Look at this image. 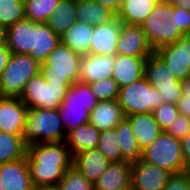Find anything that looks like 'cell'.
Here are the masks:
<instances>
[{"label":"cell","mask_w":190,"mask_h":190,"mask_svg":"<svg viewBox=\"0 0 190 190\" xmlns=\"http://www.w3.org/2000/svg\"><path fill=\"white\" fill-rule=\"evenodd\" d=\"M73 157L65 142L37 143L27 146L26 161L35 188L58 185Z\"/></svg>","instance_id":"6da1fadb"},{"label":"cell","mask_w":190,"mask_h":190,"mask_svg":"<svg viewBox=\"0 0 190 190\" xmlns=\"http://www.w3.org/2000/svg\"><path fill=\"white\" fill-rule=\"evenodd\" d=\"M141 27L155 51L190 34V12L159 0Z\"/></svg>","instance_id":"7a4b0ae2"},{"label":"cell","mask_w":190,"mask_h":190,"mask_svg":"<svg viewBox=\"0 0 190 190\" xmlns=\"http://www.w3.org/2000/svg\"><path fill=\"white\" fill-rule=\"evenodd\" d=\"M66 130L58 109L28 108L25 131L26 145L65 142Z\"/></svg>","instance_id":"3957f363"},{"label":"cell","mask_w":190,"mask_h":190,"mask_svg":"<svg viewBox=\"0 0 190 190\" xmlns=\"http://www.w3.org/2000/svg\"><path fill=\"white\" fill-rule=\"evenodd\" d=\"M81 59L82 55L60 42L40 64L39 73L48 83L73 84L79 82Z\"/></svg>","instance_id":"277c9868"},{"label":"cell","mask_w":190,"mask_h":190,"mask_svg":"<svg viewBox=\"0 0 190 190\" xmlns=\"http://www.w3.org/2000/svg\"><path fill=\"white\" fill-rule=\"evenodd\" d=\"M40 71L29 54L12 53L0 78V96L20 97L27 82Z\"/></svg>","instance_id":"5b68a950"},{"label":"cell","mask_w":190,"mask_h":190,"mask_svg":"<svg viewBox=\"0 0 190 190\" xmlns=\"http://www.w3.org/2000/svg\"><path fill=\"white\" fill-rule=\"evenodd\" d=\"M117 100L125 116L152 113L163 103L160 92L145 77L120 88Z\"/></svg>","instance_id":"8992f818"},{"label":"cell","mask_w":190,"mask_h":190,"mask_svg":"<svg viewBox=\"0 0 190 190\" xmlns=\"http://www.w3.org/2000/svg\"><path fill=\"white\" fill-rule=\"evenodd\" d=\"M141 160L171 173L186 171L181 142L166 131L142 151Z\"/></svg>","instance_id":"52a82bcc"},{"label":"cell","mask_w":190,"mask_h":190,"mask_svg":"<svg viewBox=\"0 0 190 190\" xmlns=\"http://www.w3.org/2000/svg\"><path fill=\"white\" fill-rule=\"evenodd\" d=\"M71 85L48 83L38 73L27 82L19 98L28 108L59 109Z\"/></svg>","instance_id":"ba28073f"},{"label":"cell","mask_w":190,"mask_h":190,"mask_svg":"<svg viewBox=\"0 0 190 190\" xmlns=\"http://www.w3.org/2000/svg\"><path fill=\"white\" fill-rule=\"evenodd\" d=\"M144 77L153 88L160 92L163 102L178 103L182 96L180 81L174 77L155 51L145 60Z\"/></svg>","instance_id":"9c48e42d"},{"label":"cell","mask_w":190,"mask_h":190,"mask_svg":"<svg viewBox=\"0 0 190 190\" xmlns=\"http://www.w3.org/2000/svg\"><path fill=\"white\" fill-rule=\"evenodd\" d=\"M180 82L190 76V36L155 50Z\"/></svg>","instance_id":"30bf717a"},{"label":"cell","mask_w":190,"mask_h":190,"mask_svg":"<svg viewBox=\"0 0 190 190\" xmlns=\"http://www.w3.org/2000/svg\"><path fill=\"white\" fill-rule=\"evenodd\" d=\"M27 105L19 97L0 96V132L23 135Z\"/></svg>","instance_id":"8fae6325"},{"label":"cell","mask_w":190,"mask_h":190,"mask_svg":"<svg viewBox=\"0 0 190 190\" xmlns=\"http://www.w3.org/2000/svg\"><path fill=\"white\" fill-rule=\"evenodd\" d=\"M154 52L147 41L141 25L122 23L117 39L116 54L134 57H148Z\"/></svg>","instance_id":"7c38bea8"},{"label":"cell","mask_w":190,"mask_h":190,"mask_svg":"<svg viewBox=\"0 0 190 190\" xmlns=\"http://www.w3.org/2000/svg\"><path fill=\"white\" fill-rule=\"evenodd\" d=\"M132 186L135 190H163L169 176L167 169L146 163L139 159L131 163Z\"/></svg>","instance_id":"4fadbf2b"},{"label":"cell","mask_w":190,"mask_h":190,"mask_svg":"<svg viewBox=\"0 0 190 190\" xmlns=\"http://www.w3.org/2000/svg\"><path fill=\"white\" fill-rule=\"evenodd\" d=\"M122 23L116 16L108 23L94 26L89 54L116 55L117 39Z\"/></svg>","instance_id":"5bb4252c"},{"label":"cell","mask_w":190,"mask_h":190,"mask_svg":"<svg viewBox=\"0 0 190 190\" xmlns=\"http://www.w3.org/2000/svg\"><path fill=\"white\" fill-rule=\"evenodd\" d=\"M116 55H83L80 63L79 82L90 84L113 77Z\"/></svg>","instance_id":"9a60e30c"},{"label":"cell","mask_w":190,"mask_h":190,"mask_svg":"<svg viewBox=\"0 0 190 190\" xmlns=\"http://www.w3.org/2000/svg\"><path fill=\"white\" fill-rule=\"evenodd\" d=\"M0 181L5 190H34L26 157L0 165Z\"/></svg>","instance_id":"2e32d148"},{"label":"cell","mask_w":190,"mask_h":190,"mask_svg":"<svg viewBox=\"0 0 190 190\" xmlns=\"http://www.w3.org/2000/svg\"><path fill=\"white\" fill-rule=\"evenodd\" d=\"M132 186L131 162H111L94 183V190H123Z\"/></svg>","instance_id":"e0dca14e"},{"label":"cell","mask_w":190,"mask_h":190,"mask_svg":"<svg viewBox=\"0 0 190 190\" xmlns=\"http://www.w3.org/2000/svg\"><path fill=\"white\" fill-rule=\"evenodd\" d=\"M125 118L129 121L133 135L142 151L163 132L153 113H137L127 115Z\"/></svg>","instance_id":"ac0fdd59"},{"label":"cell","mask_w":190,"mask_h":190,"mask_svg":"<svg viewBox=\"0 0 190 190\" xmlns=\"http://www.w3.org/2000/svg\"><path fill=\"white\" fill-rule=\"evenodd\" d=\"M146 58L147 57L116 54L112 78L116 81L119 88L127 86L144 77V65Z\"/></svg>","instance_id":"d6986e66"},{"label":"cell","mask_w":190,"mask_h":190,"mask_svg":"<svg viewBox=\"0 0 190 190\" xmlns=\"http://www.w3.org/2000/svg\"><path fill=\"white\" fill-rule=\"evenodd\" d=\"M111 162L96 148L79 152L73 156L72 166L89 182L95 183Z\"/></svg>","instance_id":"ffe728a7"},{"label":"cell","mask_w":190,"mask_h":190,"mask_svg":"<svg viewBox=\"0 0 190 190\" xmlns=\"http://www.w3.org/2000/svg\"><path fill=\"white\" fill-rule=\"evenodd\" d=\"M125 115L117 99L99 100L90 114V123L99 131L114 129Z\"/></svg>","instance_id":"44dd1931"},{"label":"cell","mask_w":190,"mask_h":190,"mask_svg":"<svg viewBox=\"0 0 190 190\" xmlns=\"http://www.w3.org/2000/svg\"><path fill=\"white\" fill-rule=\"evenodd\" d=\"M6 45L12 53L29 54L33 48V21L25 18L8 27Z\"/></svg>","instance_id":"7402d4cb"},{"label":"cell","mask_w":190,"mask_h":190,"mask_svg":"<svg viewBox=\"0 0 190 190\" xmlns=\"http://www.w3.org/2000/svg\"><path fill=\"white\" fill-rule=\"evenodd\" d=\"M61 42L60 36L55 34L46 23L33 22V48L29 55L42 64L49 53Z\"/></svg>","instance_id":"603a6c76"},{"label":"cell","mask_w":190,"mask_h":190,"mask_svg":"<svg viewBox=\"0 0 190 190\" xmlns=\"http://www.w3.org/2000/svg\"><path fill=\"white\" fill-rule=\"evenodd\" d=\"M100 133L101 131L96 129L90 122L68 132L65 143L71 156L73 157L75 154L86 150L96 149Z\"/></svg>","instance_id":"cb8c5ba5"},{"label":"cell","mask_w":190,"mask_h":190,"mask_svg":"<svg viewBox=\"0 0 190 190\" xmlns=\"http://www.w3.org/2000/svg\"><path fill=\"white\" fill-rule=\"evenodd\" d=\"M94 26L77 20L61 36V43L72 51L80 54H89L90 42Z\"/></svg>","instance_id":"d4e9b609"},{"label":"cell","mask_w":190,"mask_h":190,"mask_svg":"<svg viewBox=\"0 0 190 190\" xmlns=\"http://www.w3.org/2000/svg\"><path fill=\"white\" fill-rule=\"evenodd\" d=\"M77 20L97 26L112 21L116 15L95 0H76Z\"/></svg>","instance_id":"484cf974"},{"label":"cell","mask_w":190,"mask_h":190,"mask_svg":"<svg viewBox=\"0 0 190 190\" xmlns=\"http://www.w3.org/2000/svg\"><path fill=\"white\" fill-rule=\"evenodd\" d=\"M159 0H123L117 17L128 25H141Z\"/></svg>","instance_id":"4316f807"},{"label":"cell","mask_w":190,"mask_h":190,"mask_svg":"<svg viewBox=\"0 0 190 190\" xmlns=\"http://www.w3.org/2000/svg\"><path fill=\"white\" fill-rule=\"evenodd\" d=\"M76 21V0H59L46 24L55 34L61 36Z\"/></svg>","instance_id":"83f0119b"},{"label":"cell","mask_w":190,"mask_h":190,"mask_svg":"<svg viewBox=\"0 0 190 190\" xmlns=\"http://www.w3.org/2000/svg\"><path fill=\"white\" fill-rule=\"evenodd\" d=\"M122 158L128 162L141 159L142 150L133 135L129 121L124 118L116 127Z\"/></svg>","instance_id":"f1b7e54d"},{"label":"cell","mask_w":190,"mask_h":190,"mask_svg":"<svg viewBox=\"0 0 190 190\" xmlns=\"http://www.w3.org/2000/svg\"><path fill=\"white\" fill-rule=\"evenodd\" d=\"M27 145L23 135L0 132V165L25 158Z\"/></svg>","instance_id":"f546056e"},{"label":"cell","mask_w":190,"mask_h":190,"mask_svg":"<svg viewBox=\"0 0 190 190\" xmlns=\"http://www.w3.org/2000/svg\"><path fill=\"white\" fill-rule=\"evenodd\" d=\"M98 102L88 84L76 82L69 87L61 105L85 106L86 111L91 114Z\"/></svg>","instance_id":"4dcf8cb0"},{"label":"cell","mask_w":190,"mask_h":190,"mask_svg":"<svg viewBox=\"0 0 190 190\" xmlns=\"http://www.w3.org/2000/svg\"><path fill=\"white\" fill-rule=\"evenodd\" d=\"M26 19L35 23H46L57 7L59 0H23Z\"/></svg>","instance_id":"1f68e13d"},{"label":"cell","mask_w":190,"mask_h":190,"mask_svg":"<svg viewBox=\"0 0 190 190\" xmlns=\"http://www.w3.org/2000/svg\"><path fill=\"white\" fill-rule=\"evenodd\" d=\"M58 110L66 133L90 121V113L85 106L61 105Z\"/></svg>","instance_id":"d6a6232c"},{"label":"cell","mask_w":190,"mask_h":190,"mask_svg":"<svg viewBox=\"0 0 190 190\" xmlns=\"http://www.w3.org/2000/svg\"><path fill=\"white\" fill-rule=\"evenodd\" d=\"M97 149L110 161H125L119 147L116 129L104 130L100 133Z\"/></svg>","instance_id":"836d02e7"},{"label":"cell","mask_w":190,"mask_h":190,"mask_svg":"<svg viewBox=\"0 0 190 190\" xmlns=\"http://www.w3.org/2000/svg\"><path fill=\"white\" fill-rule=\"evenodd\" d=\"M26 18L23 0H0V25L6 29Z\"/></svg>","instance_id":"e575fe53"},{"label":"cell","mask_w":190,"mask_h":190,"mask_svg":"<svg viewBox=\"0 0 190 190\" xmlns=\"http://www.w3.org/2000/svg\"><path fill=\"white\" fill-rule=\"evenodd\" d=\"M57 186L60 190H94V184L89 182L74 166L66 170Z\"/></svg>","instance_id":"d590c367"},{"label":"cell","mask_w":190,"mask_h":190,"mask_svg":"<svg viewBox=\"0 0 190 190\" xmlns=\"http://www.w3.org/2000/svg\"><path fill=\"white\" fill-rule=\"evenodd\" d=\"M88 85L98 100H114L118 98L120 88L112 77L92 82Z\"/></svg>","instance_id":"8d00e7d4"},{"label":"cell","mask_w":190,"mask_h":190,"mask_svg":"<svg viewBox=\"0 0 190 190\" xmlns=\"http://www.w3.org/2000/svg\"><path fill=\"white\" fill-rule=\"evenodd\" d=\"M152 113L162 130L165 131L179 115V110L177 104L163 102Z\"/></svg>","instance_id":"74e56055"},{"label":"cell","mask_w":190,"mask_h":190,"mask_svg":"<svg viewBox=\"0 0 190 190\" xmlns=\"http://www.w3.org/2000/svg\"><path fill=\"white\" fill-rule=\"evenodd\" d=\"M165 131L176 139H183L190 133V117L179 114Z\"/></svg>","instance_id":"f35d334b"},{"label":"cell","mask_w":190,"mask_h":190,"mask_svg":"<svg viewBox=\"0 0 190 190\" xmlns=\"http://www.w3.org/2000/svg\"><path fill=\"white\" fill-rule=\"evenodd\" d=\"M163 190H190V171L172 173Z\"/></svg>","instance_id":"ab89813d"},{"label":"cell","mask_w":190,"mask_h":190,"mask_svg":"<svg viewBox=\"0 0 190 190\" xmlns=\"http://www.w3.org/2000/svg\"><path fill=\"white\" fill-rule=\"evenodd\" d=\"M186 171H190V133L180 140Z\"/></svg>","instance_id":"60d3db41"},{"label":"cell","mask_w":190,"mask_h":190,"mask_svg":"<svg viewBox=\"0 0 190 190\" xmlns=\"http://www.w3.org/2000/svg\"><path fill=\"white\" fill-rule=\"evenodd\" d=\"M12 52L7 48V46L0 47V78L4 68L7 66Z\"/></svg>","instance_id":"b9f144b4"},{"label":"cell","mask_w":190,"mask_h":190,"mask_svg":"<svg viewBox=\"0 0 190 190\" xmlns=\"http://www.w3.org/2000/svg\"><path fill=\"white\" fill-rule=\"evenodd\" d=\"M106 8L110 9L115 15L119 12L123 0H95Z\"/></svg>","instance_id":"7bdbcfd3"},{"label":"cell","mask_w":190,"mask_h":190,"mask_svg":"<svg viewBox=\"0 0 190 190\" xmlns=\"http://www.w3.org/2000/svg\"><path fill=\"white\" fill-rule=\"evenodd\" d=\"M179 114L190 117V100H185V98H180L178 103Z\"/></svg>","instance_id":"ee69618b"},{"label":"cell","mask_w":190,"mask_h":190,"mask_svg":"<svg viewBox=\"0 0 190 190\" xmlns=\"http://www.w3.org/2000/svg\"><path fill=\"white\" fill-rule=\"evenodd\" d=\"M182 89V96L185 100H190V76L180 82Z\"/></svg>","instance_id":"f6af8a7d"},{"label":"cell","mask_w":190,"mask_h":190,"mask_svg":"<svg viewBox=\"0 0 190 190\" xmlns=\"http://www.w3.org/2000/svg\"><path fill=\"white\" fill-rule=\"evenodd\" d=\"M172 6L185 9L190 12V0H167Z\"/></svg>","instance_id":"bcb514c9"},{"label":"cell","mask_w":190,"mask_h":190,"mask_svg":"<svg viewBox=\"0 0 190 190\" xmlns=\"http://www.w3.org/2000/svg\"><path fill=\"white\" fill-rule=\"evenodd\" d=\"M6 45V28L0 25V47Z\"/></svg>","instance_id":"7dc6e473"},{"label":"cell","mask_w":190,"mask_h":190,"mask_svg":"<svg viewBox=\"0 0 190 190\" xmlns=\"http://www.w3.org/2000/svg\"><path fill=\"white\" fill-rule=\"evenodd\" d=\"M34 190H60V189L57 185H53V186L38 187V188H35Z\"/></svg>","instance_id":"c3c4849f"},{"label":"cell","mask_w":190,"mask_h":190,"mask_svg":"<svg viewBox=\"0 0 190 190\" xmlns=\"http://www.w3.org/2000/svg\"><path fill=\"white\" fill-rule=\"evenodd\" d=\"M123 190H135V189L133 188V186H129L128 188H125Z\"/></svg>","instance_id":"681fc988"},{"label":"cell","mask_w":190,"mask_h":190,"mask_svg":"<svg viewBox=\"0 0 190 190\" xmlns=\"http://www.w3.org/2000/svg\"><path fill=\"white\" fill-rule=\"evenodd\" d=\"M0 190H5L2 183H1V181H0Z\"/></svg>","instance_id":"f907efd6"}]
</instances>
